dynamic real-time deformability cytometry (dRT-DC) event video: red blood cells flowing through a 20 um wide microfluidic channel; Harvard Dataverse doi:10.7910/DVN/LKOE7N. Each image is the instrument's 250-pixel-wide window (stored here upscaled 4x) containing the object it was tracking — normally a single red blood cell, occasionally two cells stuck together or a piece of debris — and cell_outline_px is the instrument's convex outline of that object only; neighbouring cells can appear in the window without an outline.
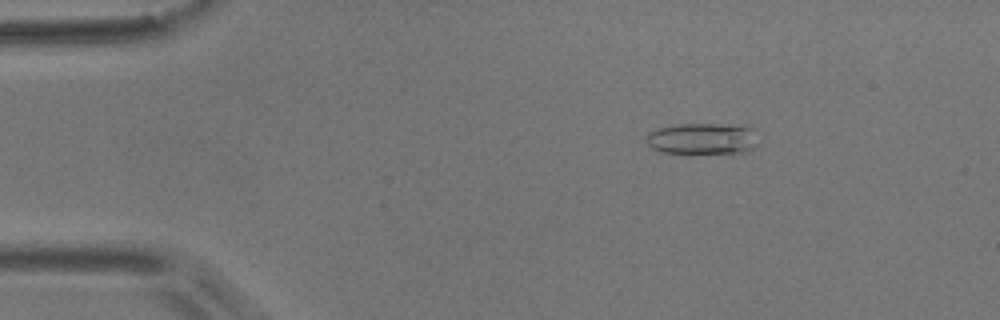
{"species": "common noctule bat (a hibernating species)", "species_latin": "Nyctalus noctula", "temperature_condition": "room temperature", "stored_images_in_passage": 45, "camera_frame_rate_fps": 3000, "um_per_image_px": 0.085, "animal": {"sex": "male", "body_mass_g": 17.9}, "frame": {"image": 1, "passage_image": 9, "time_ms": 2.667, "image_size_px": [1000, 320], "cell_outline_px": [[760, 144], [756, 148], [748, 152], [688, 156], [660, 152], [652, 148], [648, 144], [648, 132], [656, 128], [676, 124], [748, 124], [752, 128]], "centroid_in_image_um": [59.78, 11.83], "position_along_channel_um": 25.2, "area_um2": 21.96}}
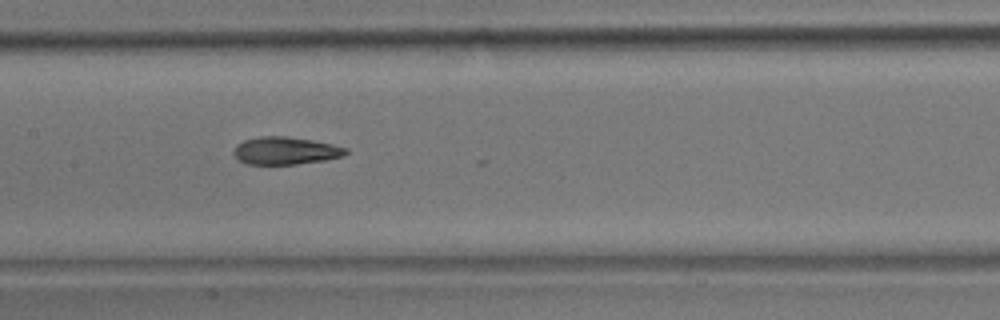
{"frame": {"image": 2, "passage_image": 27, "time_ms": 8.667, "image_size_px": [1000, 320], "cell_outline_px": [[348, 152], [344, 156], [324, 160], [296, 164], [248, 164], [240, 160], [232, 152], [236, 144], [244, 140], [260, 136], [284, 136], [312, 140], [332, 144], [348, 148]], "centroid_in_image_um": [24.27, 12.8], "position_along_channel_um": 183.1, "area_um2": 17.98}}
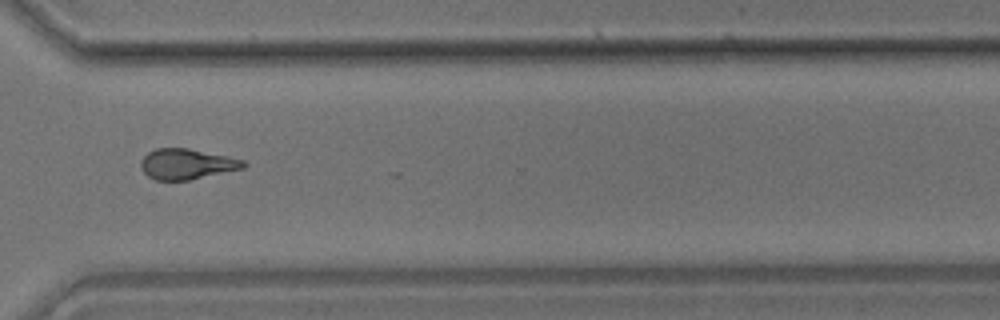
{"frame": {"image": 3, "passage_image": 41, "time_ms": 13.333, "image_size_px": [1000, 320], "cell_outline_px": [[248, 164], [244, 168], [188, 180], [156, 180], [148, 176], [140, 168], [140, 160], [148, 152], [156, 148], [188, 148], [228, 156], [244, 160]], "centroid_in_image_um": [15.86, 13.93], "position_along_channel_um": 354.7, "area_um2": 18.26}, "authors_computed_cell_mechanics": {"area_um2": 18.6116, "velocity_mm_per_s": 3.6902, "shape_relaxation_time_tau1_ms": 4.5927, "shape_relaxation_time_tau2_ms": 2.8724, "deformation_change_tau1": 0.1389, "deformation_change_tau2": 0.1035}}